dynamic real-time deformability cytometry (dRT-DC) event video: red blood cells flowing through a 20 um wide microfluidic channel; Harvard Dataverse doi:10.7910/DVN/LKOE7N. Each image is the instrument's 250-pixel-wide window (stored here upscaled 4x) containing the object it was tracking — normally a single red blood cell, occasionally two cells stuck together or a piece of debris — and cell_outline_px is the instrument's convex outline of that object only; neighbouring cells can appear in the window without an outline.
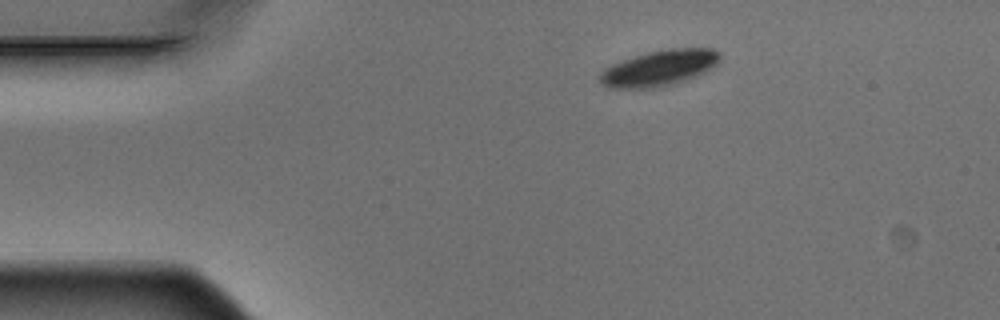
{"species": "Egyptian fruit bat (a non-hibernating species)", "species_latin": "Rousettus aegyptiacus", "temperature_condition": "warm", "stored_images_in_passage": 3, "camera_frame_rate_fps": 3000, "um_per_image_px": 0.085, "animal": {"sex": "male"}, "frame": {"image": 1, "passage_image": 1, "time_ms": 0.0, "image_size_px": [1000, 320], "cell_outline_px": [[720, 60], [712, 68], [696, 76], [676, 84], [660, 88], [616, 88], [604, 84], [600, 80], [600, 72], [604, 68], [612, 64], [648, 52], [668, 48], [712, 48], [720, 52]], "centroid_in_image_um": [56.09, 5.78], "position_along_channel_um": 28.9, "area_um2": 25.03}}